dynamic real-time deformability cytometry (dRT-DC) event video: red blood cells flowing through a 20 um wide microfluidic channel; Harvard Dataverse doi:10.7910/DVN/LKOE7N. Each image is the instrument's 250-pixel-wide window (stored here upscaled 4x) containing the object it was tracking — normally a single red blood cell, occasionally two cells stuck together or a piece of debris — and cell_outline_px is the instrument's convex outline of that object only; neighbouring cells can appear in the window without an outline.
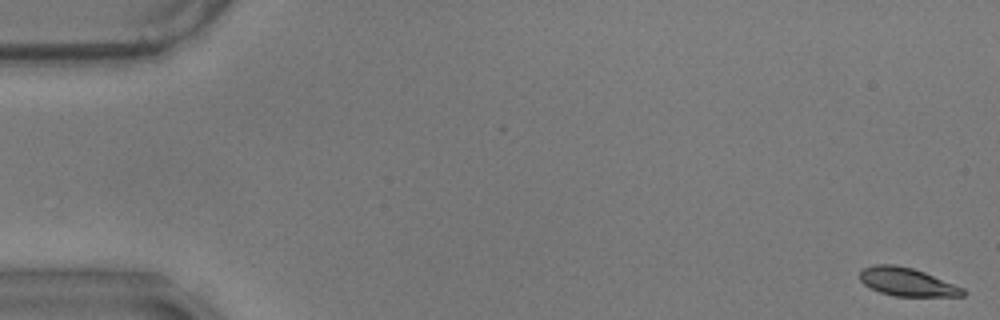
{"species": "common noctule bat (a hibernating species)", "species_latin": "Nyctalus noctula", "temperature_condition": "warm", "stored_images_in_passage": 58, "camera_frame_rate_fps": 3000, "um_per_image_px": 0.085, "animal": {"sex": "male", "body_mass_g": 17.9}, "frame": {"image": 1, "passage_image": 1, "time_ms": 0.0, "image_size_px": [1000, 320], "cell_outline_px": [[964, 296], [896, 296], [880, 292], [864, 284], [860, 280], [860, 268], [876, 264], [892, 264], [912, 268], [924, 272], [964, 288]], "centroid_in_image_um": [77.07, 23.95], "position_along_channel_um": 7.9, "area_um2": 16.82}}
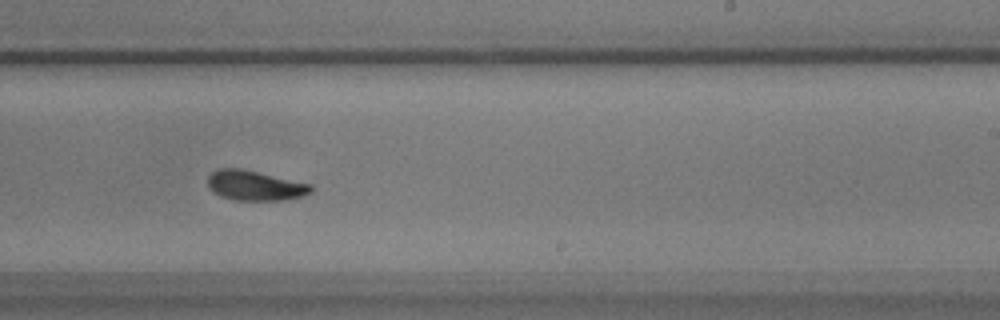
{"frame": {"image": 2, "passage_image": 36, "time_ms": 11.667, "image_size_px": [1000, 320], "cell_outline_px": [[312, 192], [304, 196], [288, 200], [232, 200], [220, 196], [212, 192], [208, 188], [208, 176], [216, 168], [240, 168], [312, 184]], "centroid_in_image_um": [21.66, 15.78], "position_along_channel_um": 267.3, "area_um2": 18.26}}
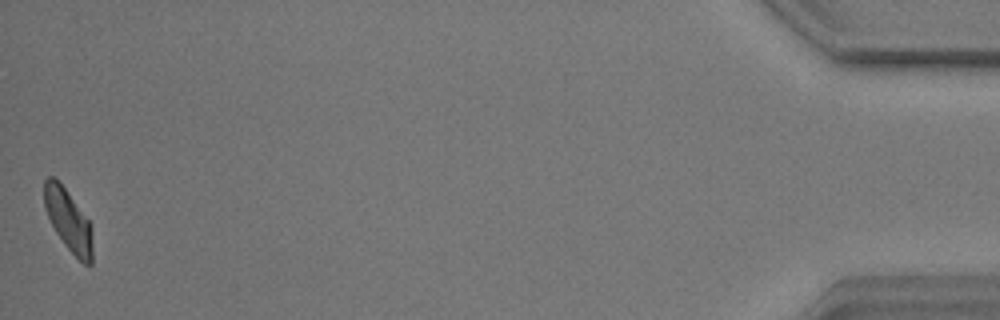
{"frame": {"image": 3, "passage_image": 58, "time_ms": 19.0, "image_size_px": [1000, 320], "cell_outline_px": [[92, 264], [84, 264], [64, 244], [56, 232], [44, 208], [44, 180], [48, 176], [52, 176], [64, 188], [92, 224]], "centroid_in_image_um": [5.82, 18.73], "position_along_channel_um": 429.4, "area_um2": 17.11}, "authors_computed_cell_mechanics": {"area_um2": 18.2359, "velocity_mm_per_s": 3.4714, "shape_relaxation_time_tau1_ms": 3.2759, "shape_relaxation_time_tau2_ms": 1.839, "deformation_change_tau1": 0.1176, "deformation_change_tau2": 0.0744}}